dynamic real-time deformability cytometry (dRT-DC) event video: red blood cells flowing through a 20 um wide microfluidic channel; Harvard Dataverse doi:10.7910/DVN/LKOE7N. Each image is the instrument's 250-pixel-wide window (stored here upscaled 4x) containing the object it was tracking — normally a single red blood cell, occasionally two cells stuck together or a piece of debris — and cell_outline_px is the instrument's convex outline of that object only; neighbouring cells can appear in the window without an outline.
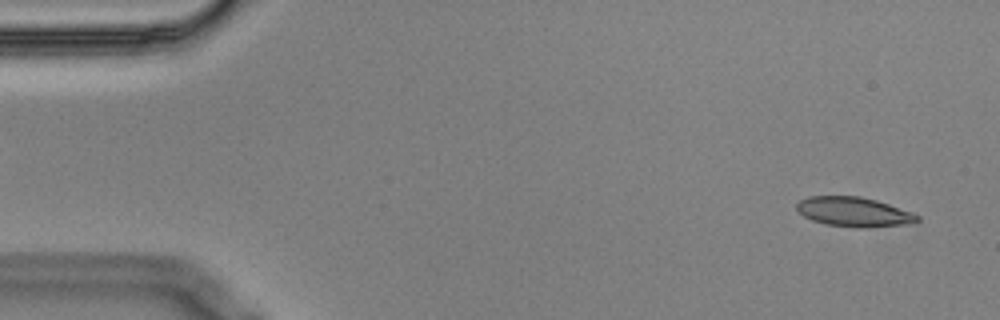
{"species": "Egyptian fruit bat (a non-hibernating species)", "species_latin": "Rousettus aegyptiacus", "temperature_condition": "cold", "stored_images_in_passage": 55, "camera_frame_rate_fps": 3000, "um_per_image_px": 0.085, "animal": {"sex": "male"}, "frame": {"image": 1, "passage_image": 2, "time_ms": 0.333, "image_size_px": [1000, 320], "cell_outline_px": [[920, 220], [908, 224], [864, 228], [856, 228], [824, 224], [812, 220], [804, 216], [796, 208], [796, 204], [800, 200], [808, 196], [860, 196], [876, 200], [912, 212], [920, 216]], "centroid_in_image_um": [72.58, 18.01], "position_along_channel_um": 12.4, "area_um2": 20.87}}
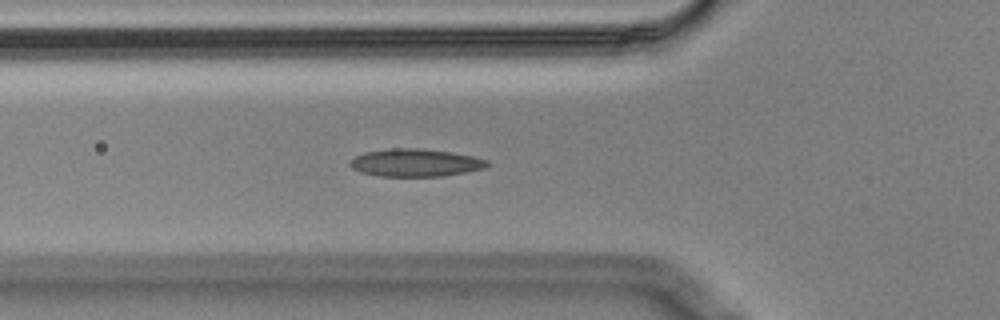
{"frame": {"image": 2, "passage_image": 18, "time_ms": 5.667, "image_size_px": [1000, 320], "cell_outline_px": [[492, 164], [484, 168], [464, 172], [440, 176], [380, 176], [360, 172], [352, 168], [348, 164], [356, 156], [364, 152], [392, 148], [424, 148], [452, 152], [472, 156], [488, 160]], "centroid_in_image_um": [35.32, 13.82], "position_along_channel_um": 90.5, "area_um2": 22.14}}
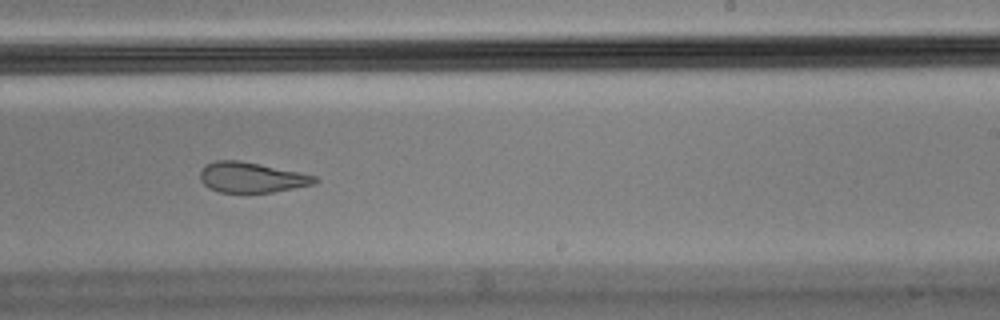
{"frame": {"image": 3, "passage_image": 33, "time_ms": 10.667, "image_size_px": [1000, 320], "cell_outline_px": [[320, 180], [312, 184], [272, 192], [220, 192], [208, 188], [200, 180], [200, 168], [204, 164], [216, 160], [240, 160], [300, 172], [316, 176]], "centroid_in_image_um": [21.33, 15.06], "position_along_channel_um": 267.7, "area_um2": 20.29}, "authors_computed_cell_mechanics": {"area_um2": 21.5016, "velocity_mm_per_s": 3.5323, "shape_relaxation_time_tau1_ms": null, "shape_relaxation_time_tau2_ms": 1.218, "deformation_change_tau1": null, "deformation_change_tau2": 0.079}}